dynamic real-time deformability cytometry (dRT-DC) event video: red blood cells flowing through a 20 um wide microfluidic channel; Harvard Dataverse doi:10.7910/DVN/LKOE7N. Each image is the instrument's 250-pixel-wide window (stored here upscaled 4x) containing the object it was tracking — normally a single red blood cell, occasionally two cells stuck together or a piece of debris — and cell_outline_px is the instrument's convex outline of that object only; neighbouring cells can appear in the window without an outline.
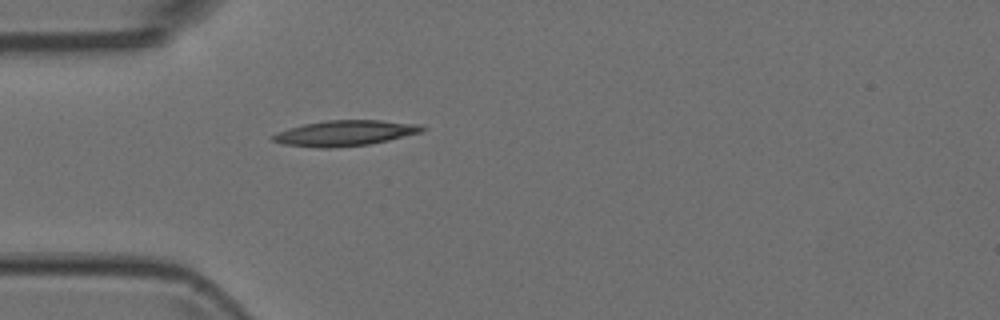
{"species": "Egyptian fruit bat (a non-hibernating species)", "species_latin": "Rousettus aegyptiacus", "temperature_condition": "room temperature", "stored_images_in_passage": 1, "camera_frame_rate_fps": 3000, "um_per_image_px": 0.085, "animal": {"sex": "female"}, "frame": {"image": 1, "passage_image": 1, "time_ms": 0.0, "image_size_px": [1000, 320], "cell_outline_px": [[428, 128], [424, 132], [388, 140], [368, 144], [332, 148], [320, 148], [280, 144], [272, 140], [272, 136], [276, 132], [304, 124], [328, 120], [380, 120], [420, 124]], "centroid_in_image_um": [29.35, 11.31], "position_along_channel_um": 55.6, "area_um2": 22.31}}